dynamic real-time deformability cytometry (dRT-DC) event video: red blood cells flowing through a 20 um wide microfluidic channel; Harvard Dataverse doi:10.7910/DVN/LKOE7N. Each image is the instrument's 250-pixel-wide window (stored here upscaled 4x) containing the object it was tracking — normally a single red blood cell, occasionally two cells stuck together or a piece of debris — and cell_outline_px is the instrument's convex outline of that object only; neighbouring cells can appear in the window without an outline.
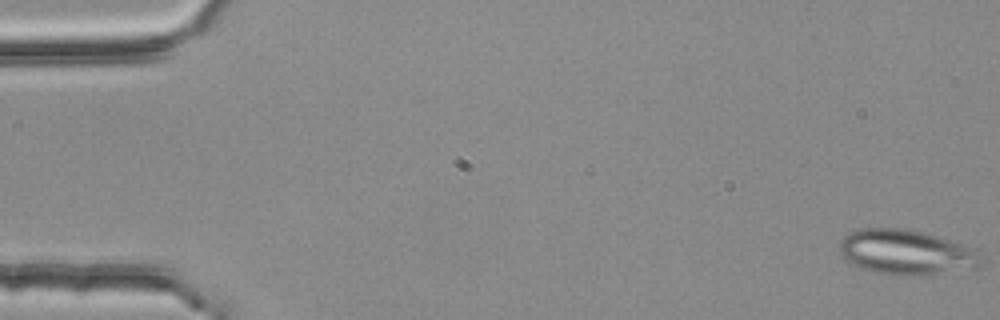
{"species": "common noctule bat (a hibernating species)", "species_latin": "Nyctalus noctula", "temperature_condition": "room temperature", "stored_images_in_passage": 3, "camera_frame_rate_fps": 3000, "um_per_image_px": 0.085, "animal": {"sex": "female", "body_mass_g": 25.1}, "frame": {"image": 1, "passage_image": 1, "time_ms": 0.0, "image_size_px": [1000, 320], "cell_outline_px": [[980, 264], [976, 268], [932, 272], [876, 272], [852, 264], [840, 252], [840, 240], [848, 232], [864, 228], [908, 228], [936, 236], [972, 248], [976, 252]], "centroid_in_image_um": [76.94, 21.36], "position_along_channel_um": 8.1, "area_um2": 35.14}}